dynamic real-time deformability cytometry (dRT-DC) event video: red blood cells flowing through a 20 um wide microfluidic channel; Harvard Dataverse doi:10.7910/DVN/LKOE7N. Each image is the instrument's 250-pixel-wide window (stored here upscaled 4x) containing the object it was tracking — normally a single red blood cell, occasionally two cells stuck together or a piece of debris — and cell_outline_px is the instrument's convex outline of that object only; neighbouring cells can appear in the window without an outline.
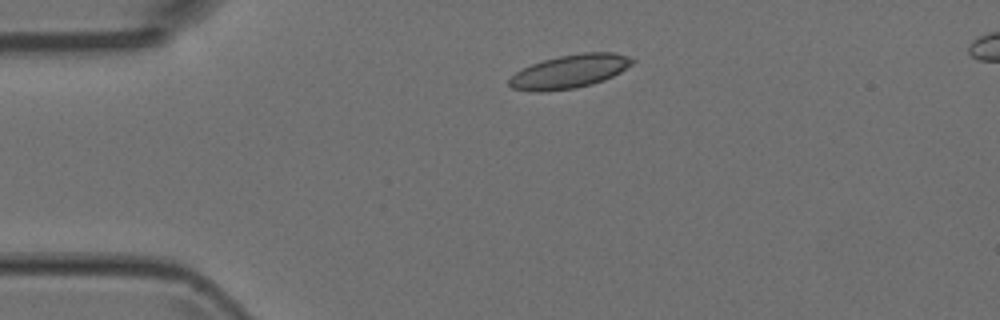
{"species": "Egyptian fruit bat (a non-hibernating species)", "species_latin": "Rousettus aegyptiacus", "temperature_condition": "room temperature", "stored_images_in_passage": 3, "camera_frame_rate_fps": 3000, "um_per_image_px": 0.085, "animal": {"sex": "female"}, "frame": {"image": 1, "passage_image": 1, "time_ms": 0.0, "image_size_px": [1000, 320], "cell_outline_px": [[636, 60], [632, 64], [620, 72], [604, 80], [592, 84], [576, 88], [544, 92], [536, 92], [512, 88], [508, 84], [508, 80], [516, 72], [532, 64], [544, 60], [560, 56], [584, 52], [612, 52], [628, 56]], "centroid_in_image_um": [48.42, 6.08], "position_along_channel_um": 36.6, "area_um2": 23.93}}